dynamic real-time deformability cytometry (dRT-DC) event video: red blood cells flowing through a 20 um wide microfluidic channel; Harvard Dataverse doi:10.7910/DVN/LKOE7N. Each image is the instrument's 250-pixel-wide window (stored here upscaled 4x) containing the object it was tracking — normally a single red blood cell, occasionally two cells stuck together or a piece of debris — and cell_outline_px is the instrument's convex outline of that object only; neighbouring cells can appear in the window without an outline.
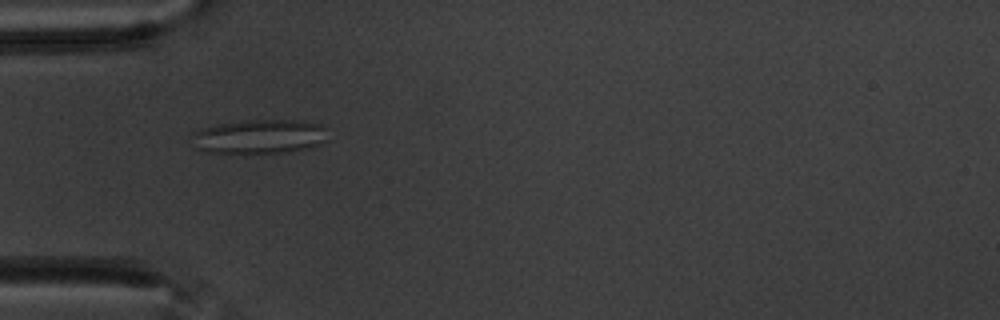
{"species": "common noctule bat (a hibernating species)", "species_latin": "Nyctalus noctula", "temperature_condition": "warm", "stored_images_in_passage": 42, "camera_frame_rate_fps": 3000, "um_per_image_px": 0.085, "animal": {"sex": "male", "body_mass_g": 20.1, "forearm_length_mm": 53.5}, "frame": {"image": 1, "passage_image": 2, "time_ms": 0.333, "image_size_px": [1000, 320], "cell_outline_px": [[324, 140], [320, 144], [312, 148], [288, 152], [248, 156], [204, 152], [196, 148], [192, 132], [200, 128], [220, 124], [244, 120], [296, 120], [320, 124], [324, 128]], "centroid_in_image_um": [21.99, 11.66], "position_along_channel_um": 63.0, "area_um2": 27.98}}
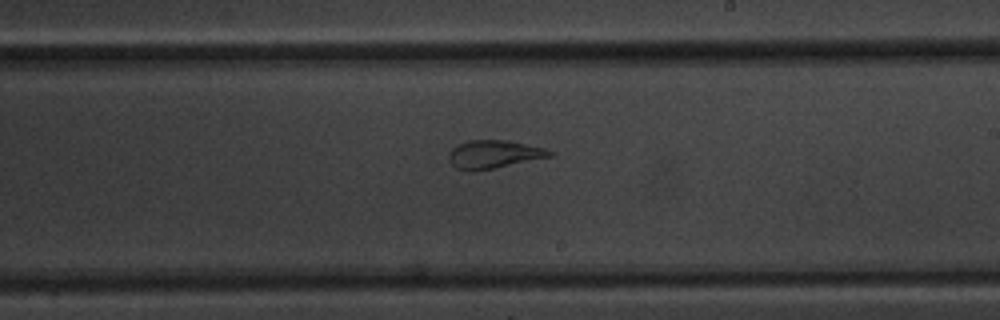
{"frame": {"image": 2, "passage_image": 18, "time_ms": 5.667, "image_size_px": [1000, 320], "cell_outline_px": [[552, 156], [472, 172], [456, 168], [448, 160], [448, 152], [452, 148], [468, 140], [508, 140], [544, 148], [552, 152]], "centroid_in_image_um": [41.91, 13.11], "position_along_channel_um": 247.1, "area_um2": 16.36}}
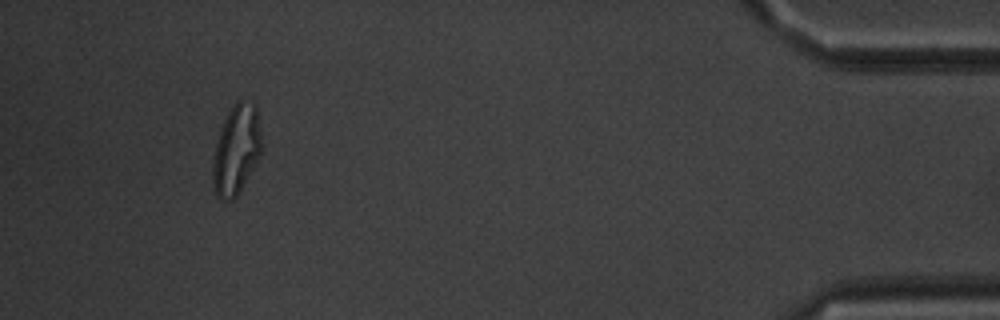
{"frame": {"image": 3, "passage_image": 38, "time_ms": 12.333, "image_size_px": [1000, 320], "cell_outline_px": [[260, 156], [240, 192], [232, 200], [220, 200], [216, 196], [212, 180], [212, 164], [216, 144], [224, 120], [228, 112], [236, 100], [244, 100], [256, 104], [260, 132]], "centroid_in_image_um": [20.07, 12.75], "position_along_channel_um": 415.1, "area_um2": 25.37}, "authors_computed_cell_mechanics": {"area_um2": 18.8428, "velocity_mm_per_s": 3.4744, "shape_relaxation_time_tau1_ms": null, "shape_relaxation_time_tau2_ms": 0.8919, "deformation_change_tau1": null, "deformation_change_tau2": 0.0786}}